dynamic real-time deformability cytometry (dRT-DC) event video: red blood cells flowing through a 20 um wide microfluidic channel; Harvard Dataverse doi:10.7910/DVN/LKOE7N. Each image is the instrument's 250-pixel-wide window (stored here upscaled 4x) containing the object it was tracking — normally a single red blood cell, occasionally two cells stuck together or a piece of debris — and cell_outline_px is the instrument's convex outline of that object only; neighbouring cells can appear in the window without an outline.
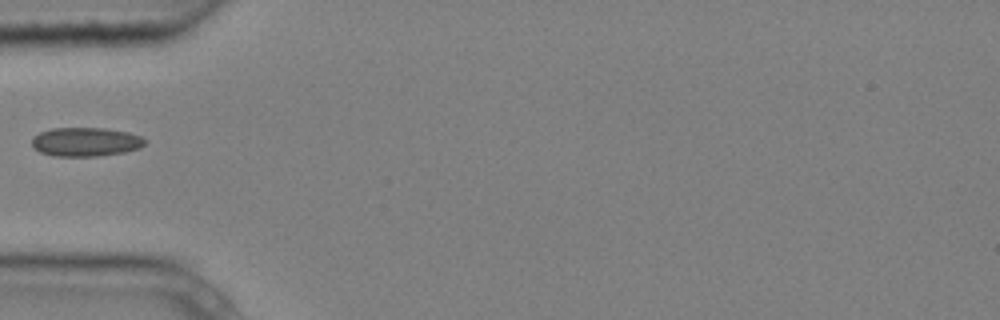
{"species": "common noctule bat (a hibernating species)", "species_latin": "Nyctalus noctula", "temperature_condition": "cold", "stored_images_in_passage": 4, "camera_frame_rate_fps": 3000, "um_per_image_px": 0.085, "animal": {"sex": "male", "body_mass_g": 20.4}, "frame": {"image": 1, "passage_image": 4, "time_ms": 1.0, "image_size_px": [1000, 320], "cell_outline_px": [[144, 144], [140, 148], [124, 152], [96, 156], [52, 156], [40, 152], [32, 148], [32, 136], [40, 132], [52, 128], [104, 128], [128, 132], [140, 136], [144, 140]], "centroid_in_image_um": [7.23, 12.06], "position_along_channel_um": 77.8, "area_um2": 19.07}}